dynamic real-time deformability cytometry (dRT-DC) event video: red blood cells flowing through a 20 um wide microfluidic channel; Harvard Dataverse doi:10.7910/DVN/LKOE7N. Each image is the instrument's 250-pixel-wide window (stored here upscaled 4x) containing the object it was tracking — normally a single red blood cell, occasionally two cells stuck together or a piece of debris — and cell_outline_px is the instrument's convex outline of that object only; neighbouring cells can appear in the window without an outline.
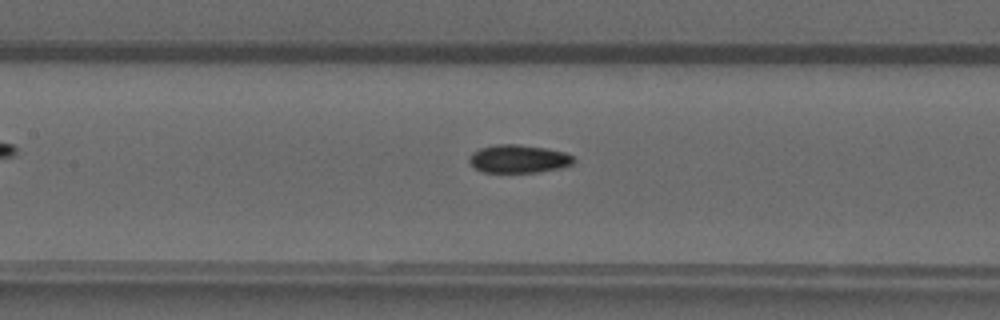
{"species": "common noctule bat (a hibernating species)", "species_latin": "Nyctalus noctula", "temperature_condition": "warm", "stored_images_in_passage": 43, "camera_frame_rate_fps": 3000, "um_per_image_px": 0.085, "animal": {"sex": "male", "forearm_length_mm": 52.5}, "frame": {"image": 1, "passage_image": 19, "time_ms": 6.0, "image_size_px": [1000, 320], "cell_outline_px": [[576, 160], [572, 164], [560, 168], [536, 172], [484, 172], [476, 168], [468, 160], [472, 152], [480, 148], [496, 144], [516, 144], [544, 148], [564, 152], [572, 156]], "centroid_in_image_um": [44.07, 13.5], "position_along_channel_um": 163.3, "area_um2": 16.94}}
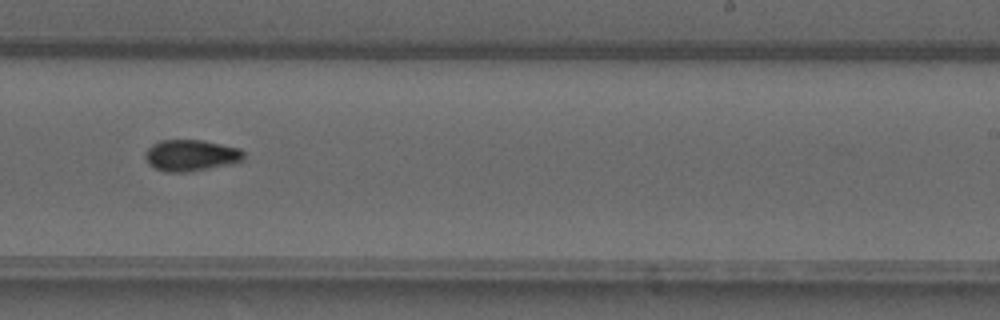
{"frame": {"image": 2, "passage_image": 27, "time_ms": 8.667, "image_size_px": [1000, 320], "cell_outline_px": [[244, 160], [228, 164], [188, 172], [168, 172], [156, 168], [148, 164], [144, 156], [144, 152], [152, 144], [160, 140], [200, 140], [240, 148], [244, 152]], "centroid_in_image_um": [16.2, 13.2], "position_along_channel_um": 272.8, "area_um2": 17.92}}
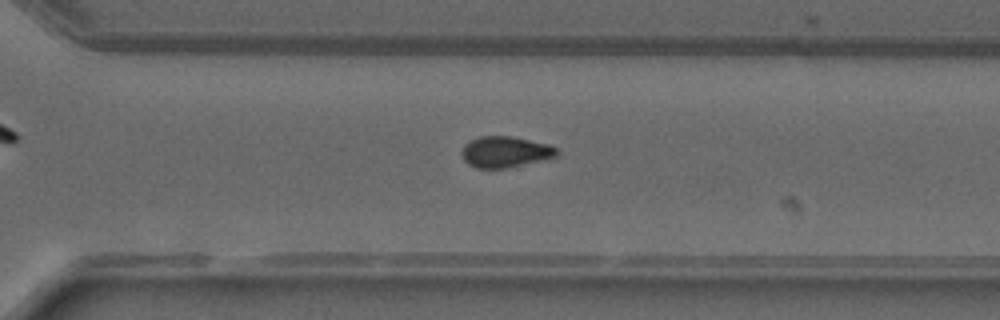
{"frame": {"image": 3, "passage_image": 31, "time_ms": 10.0, "image_size_px": [1000, 320], "cell_outline_px": [[560, 152], [552, 160], [508, 168], [476, 168], [468, 164], [464, 160], [460, 152], [464, 144], [468, 140], [480, 136], [512, 136], [548, 144], [556, 148]], "centroid_in_image_um": [42.98, 12.92], "position_along_channel_um": 327.6, "area_um2": 17.8}, "authors_computed_cell_mechanics": {"area_um2": 16.9354, "velocity_mm_per_s": 4.1173, "shape_relaxation_time_tau1_ms": null, "shape_relaxation_time_tau2_ms": 2.1055, "deformation_change_tau1": null, "deformation_change_tau2": 0.0696}}